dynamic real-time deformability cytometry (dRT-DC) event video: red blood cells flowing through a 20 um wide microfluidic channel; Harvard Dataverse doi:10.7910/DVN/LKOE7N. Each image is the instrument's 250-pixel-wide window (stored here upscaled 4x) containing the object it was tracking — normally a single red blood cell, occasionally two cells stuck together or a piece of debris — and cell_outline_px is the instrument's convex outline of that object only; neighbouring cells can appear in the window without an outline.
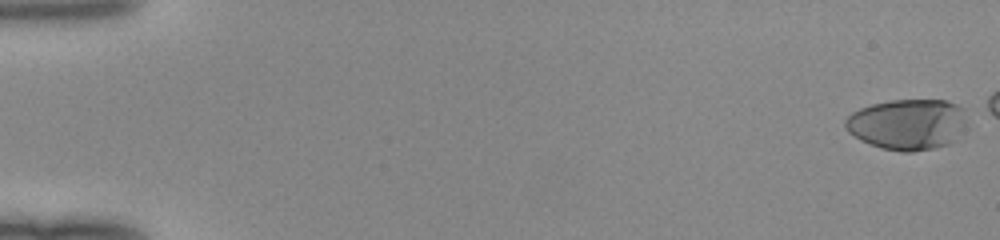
{"species": "human", "species_latin": "Homo sapiens", "temperature_condition": "room temperature", "stored_images_in_passage": 45, "camera_frame_rate_fps": 3000, "um_per_image_px": 0.085, "donor": {"sex": "female"}, "frame": {"image": 1, "passage_image": 1, "time_ms": 0.0, "image_size_px": [1000, 240], "cell_outline_px": [[964, 120], [952, 140], [948, 144], [932, 148], [912, 152], [900, 152], [880, 148], [860, 140], [848, 132], [844, 124], [844, 120], [852, 112], [860, 108], [872, 104], [892, 100], [948, 100], [964, 108]], "centroid_in_image_um": [77.05, 10.56], "position_along_channel_um": 7.9, "area_um2": 35.6}}
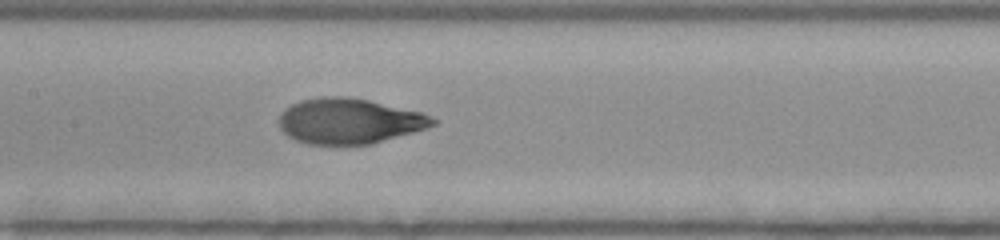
{"frame": {"image": 2, "passage_image": 26, "time_ms": 8.333, "image_size_px": [1000, 240], "cell_outline_px": [[440, 120], [436, 124], [428, 128], [372, 144], [308, 144], [296, 140], [288, 136], [280, 128], [280, 112], [284, 108], [300, 100], [320, 96], [348, 96], [368, 100], [424, 112]], "centroid_in_image_um": [29.73, 10.28], "position_along_channel_um": 177.7, "area_um2": 41.1}}
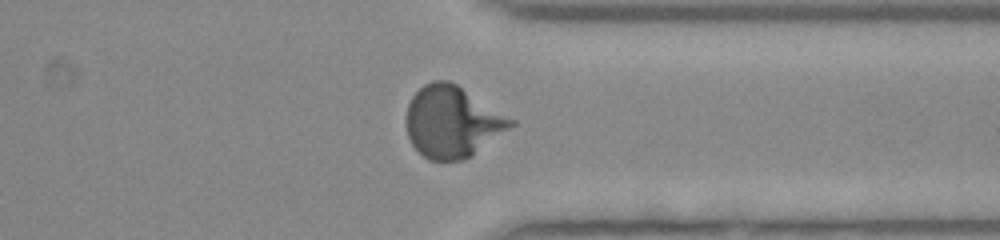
{"frame": {"image": 3, "passage_image": 40, "time_ms": 13.0, "image_size_px": [1000, 240], "cell_outline_px": [[516, 124], [472, 156], [464, 160], [428, 160], [412, 144], [408, 136], [408, 104], [412, 96], [424, 84], [432, 80], [448, 80], [456, 84], [516, 120]], "centroid_in_image_um": [38.48, 10.35], "position_along_channel_um": 372.9, "area_um2": 43.23}}